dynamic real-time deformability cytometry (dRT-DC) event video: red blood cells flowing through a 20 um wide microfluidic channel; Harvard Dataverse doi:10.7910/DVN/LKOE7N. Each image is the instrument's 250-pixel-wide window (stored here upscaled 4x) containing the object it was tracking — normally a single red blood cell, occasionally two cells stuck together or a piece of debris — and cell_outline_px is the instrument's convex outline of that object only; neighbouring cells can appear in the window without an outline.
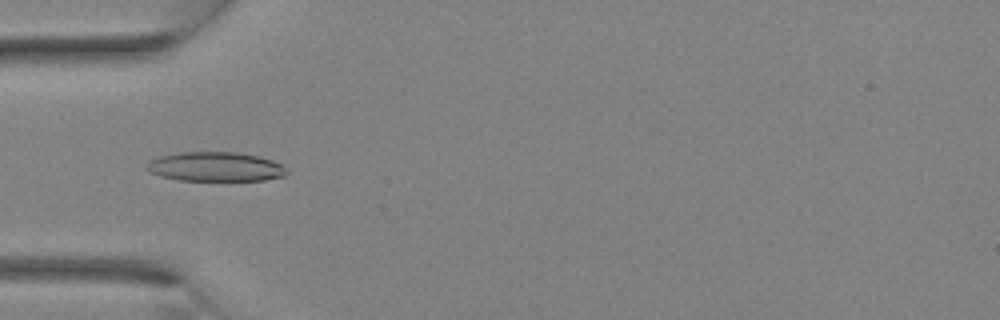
{"species": "Egyptian fruit bat (a non-hibernating species)", "species_latin": "Rousettus aegyptiacus", "temperature_condition": "room temperature", "stored_images_in_passage": 3, "camera_frame_rate_fps": 3000, "um_per_image_px": 0.085, "animal": {"sex": "female"}, "frame": {"image": 1, "passage_image": 3, "time_ms": 0.667, "image_size_px": [1000, 320], "cell_outline_px": [[288, 172], [284, 176], [264, 180], [180, 180], [160, 176], [152, 172], [148, 168], [148, 164], [156, 156], [180, 152], [236, 152], [260, 156], [272, 160], [280, 164]], "centroid_in_image_um": [18.33, 14.16], "position_along_channel_um": 66.7, "area_um2": 23.76}}